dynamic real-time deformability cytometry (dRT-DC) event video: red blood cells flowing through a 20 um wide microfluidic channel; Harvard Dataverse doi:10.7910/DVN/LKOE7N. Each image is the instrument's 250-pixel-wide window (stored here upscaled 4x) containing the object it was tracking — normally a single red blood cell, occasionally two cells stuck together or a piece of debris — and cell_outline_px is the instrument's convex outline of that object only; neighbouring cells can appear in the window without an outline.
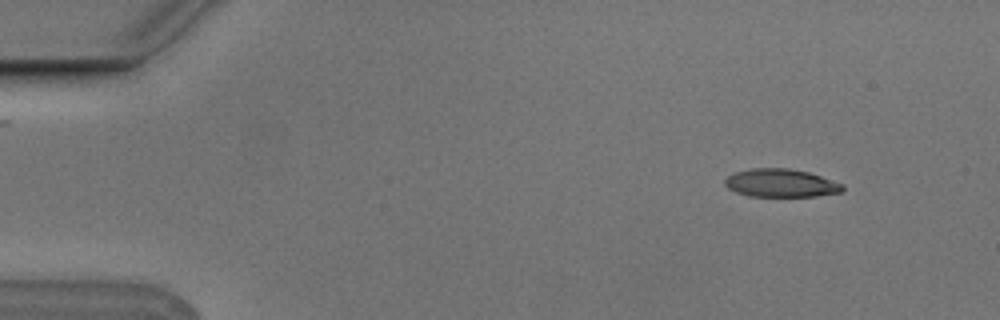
{"species": "Egyptian fruit bat (a non-hibernating species)", "species_latin": "Rousettus aegyptiacus", "temperature_condition": "cold", "stored_images_in_passage": 4, "camera_frame_rate_fps": 3000, "um_per_image_px": 0.085, "animal": {"sex": "male"}, "frame": {"image": 1, "passage_image": 1, "time_ms": 0.0, "image_size_px": [1000, 320], "cell_outline_px": [[844, 188], [840, 192], [816, 196], [748, 196], [736, 192], [728, 188], [724, 184], [724, 180], [728, 176], [736, 172], [752, 168], [788, 168], [808, 172], [844, 184]], "centroid_in_image_um": [66.36, 15.56], "position_along_channel_um": 18.6, "area_um2": 19.19}}
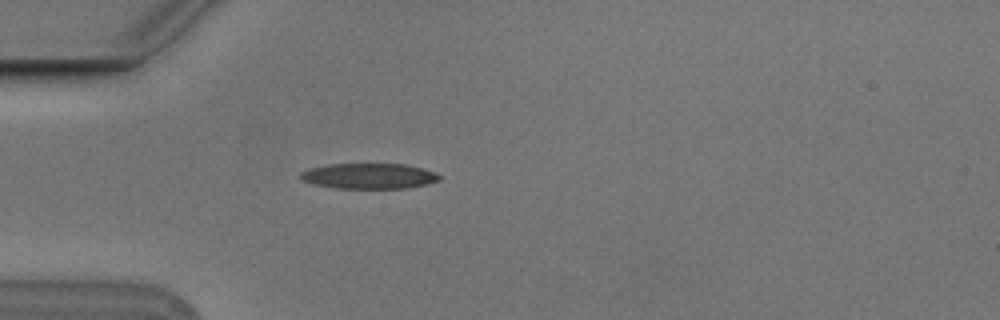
{"frame": {"image": 2, "passage_image": 4, "time_ms": 1.0, "image_size_px": [1000, 320], "cell_outline_px": [[440, 180], [424, 184], [404, 188], [336, 188], [312, 184], [304, 180], [300, 176], [300, 172], [308, 168], [328, 164], [404, 164], [420, 168], [432, 172], [440, 176]], "centroid_in_image_um": [31.29, 14.96], "position_along_channel_um": 53.7, "area_um2": 20.35}}